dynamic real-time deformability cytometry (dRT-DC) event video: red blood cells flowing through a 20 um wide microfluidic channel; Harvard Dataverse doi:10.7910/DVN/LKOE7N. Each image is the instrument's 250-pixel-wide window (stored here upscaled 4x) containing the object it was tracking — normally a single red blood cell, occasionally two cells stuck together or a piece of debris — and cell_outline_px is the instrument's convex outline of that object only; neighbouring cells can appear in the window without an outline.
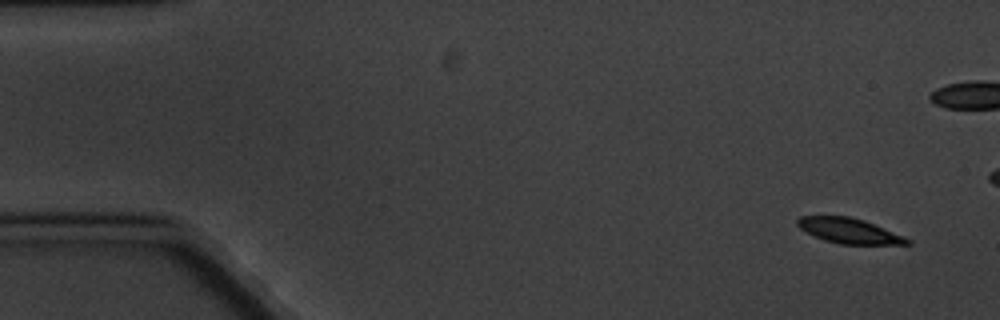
{"species": "common noctule bat (a hibernating species)", "species_latin": "Nyctalus noctula", "temperature_condition": "cold", "stored_images_in_passage": 6, "camera_frame_rate_fps": 3000, "um_per_image_px": 0.085, "animal": {"sex": "male", "body_mass_g": 20.1, "forearm_length_mm": 53.5}, "frame": {"image": 1, "passage_image": 1, "time_ms": 0.0, "image_size_px": [1000, 320], "cell_outline_px": [[912, 244], [840, 244], [824, 240], [800, 228], [796, 224], [796, 220], [800, 216], [848, 216], [864, 220], [904, 236], [912, 240]], "centroid_in_image_um": [72.19, 19.61], "position_along_channel_um": 12.8, "area_um2": 15.95}}